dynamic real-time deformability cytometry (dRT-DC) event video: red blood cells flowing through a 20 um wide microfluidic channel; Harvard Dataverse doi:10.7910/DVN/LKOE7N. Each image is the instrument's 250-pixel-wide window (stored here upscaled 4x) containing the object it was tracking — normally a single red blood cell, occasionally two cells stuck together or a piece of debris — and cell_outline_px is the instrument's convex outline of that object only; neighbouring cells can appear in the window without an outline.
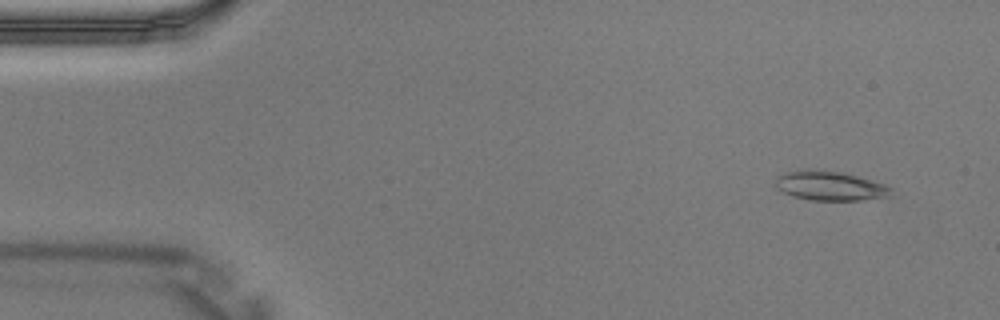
{"species": "Egyptian fruit bat (a non-hibernating species)", "species_latin": "Rousettus aegyptiacus", "temperature_condition": "warm", "stored_images_in_passage": 3, "camera_frame_rate_fps": 3000, "um_per_image_px": 0.085, "animal": {"sex": "male"}, "frame": {"image": 1, "passage_image": 1, "time_ms": 0.0, "image_size_px": [1000, 320], "cell_outline_px": [[896, 196], [860, 200], [808, 200], [792, 196], [776, 188], [776, 176], [784, 172], [808, 168], [840, 172], [856, 176], [884, 184], [892, 188]], "centroid_in_image_um": [70.56, 15.8], "position_along_channel_um": 14.4, "area_um2": 20.06}}
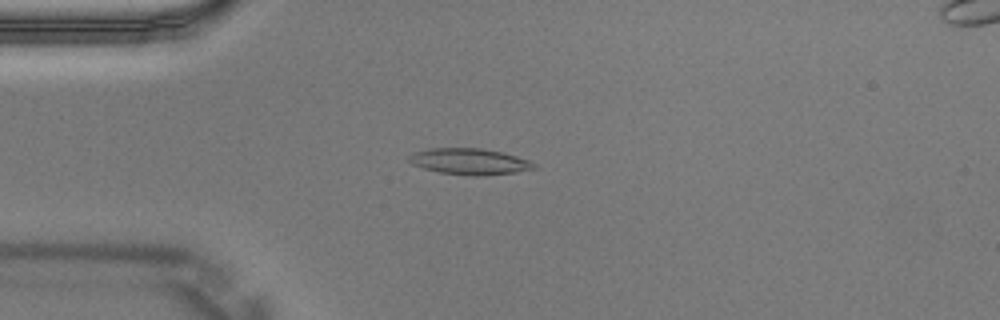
{"frame": {"image": 2, "passage_image": 3, "time_ms": 0.667, "image_size_px": [1000, 320], "cell_outline_px": [[536, 168], [516, 172], [480, 176], [472, 176], [440, 172], [424, 168], [412, 164], [408, 160], [408, 156], [416, 152], [428, 148], [480, 148], [500, 152], [516, 156], [528, 160], [536, 164]], "centroid_in_image_um": [39.9, 13.73], "position_along_channel_um": 45.1, "area_um2": 18.9}}